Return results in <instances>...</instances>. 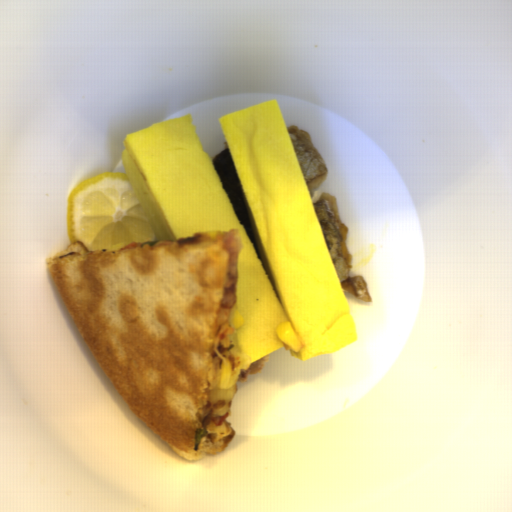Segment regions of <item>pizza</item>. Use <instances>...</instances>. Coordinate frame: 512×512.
Here are the masks:
<instances>
[{
    "mask_svg": "<svg viewBox=\"0 0 512 512\" xmlns=\"http://www.w3.org/2000/svg\"><path fill=\"white\" fill-rule=\"evenodd\" d=\"M218 232L118 250L74 241L46 258L105 374L140 422L189 461L226 452L237 435L227 419H198L207 402L231 413L241 370L235 307H220L230 256Z\"/></svg>",
    "mask_w": 512,
    "mask_h": 512,
    "instance_id": "1",
    "label": "pizza"
}]
</instances>
